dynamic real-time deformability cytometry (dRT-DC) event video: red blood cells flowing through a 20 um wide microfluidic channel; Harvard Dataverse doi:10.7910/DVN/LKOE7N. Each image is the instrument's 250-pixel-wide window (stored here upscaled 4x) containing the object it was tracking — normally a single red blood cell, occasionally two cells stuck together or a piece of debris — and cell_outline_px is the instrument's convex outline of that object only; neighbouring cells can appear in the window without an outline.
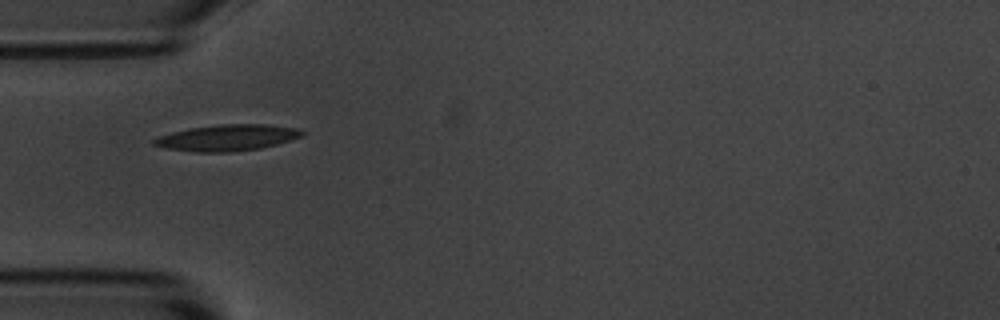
{"species": "common noctule bat (a hibernating species)", "species_latin": "Nyctalus noctula", "temperature_condition": "room temperature", "stored_images_in_passage": 4, "camera_frame_rate_fps": 3000, "um_per_image_px": 0.085, "animal": {"sex": "male", "body_mass_g": 20.1, "forearm_length_mm": 53.5}, "frame": {"image": 1, "passage_image": 1, "time_ms": 0.0, "image_size_px": [1000, 320], "cell_outline_px": [[304, 136], [276, 144], [260, 148], [232, 152], [196, 152], [164, 148], [152, 144], [152, 140], [156, 136], [188, 128], [220, 124], [268, 124], [300, 128], [304, 132]], "centroid_in_image_um": [19.31, 11.7], "position_along_channel_um": 65.7, "area_um2": 22.89}}
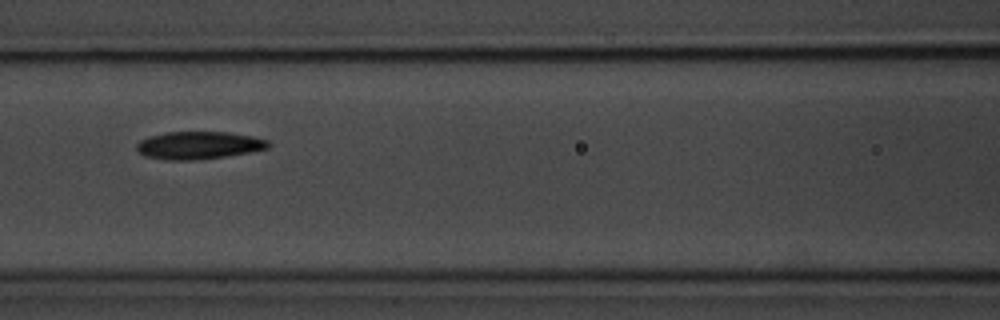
{"frame": {"image": 2, "passage_image": 3, "time_ms": 2.333, "image_size_px": [1000, 320], "cell_outline_px": [[272, 144], [268, 148], [252, 152], [196, 160], [164, 160], [144, 156], [136, 148], [136, 144], [140, 140], [148, 136], [168, 132], [228, 132], [252, 136], [268, 140]], "centroid_in_image_um": [16.89, 12.35], "position_along_channel_um": 149.7, "area_um2": 21.33}}
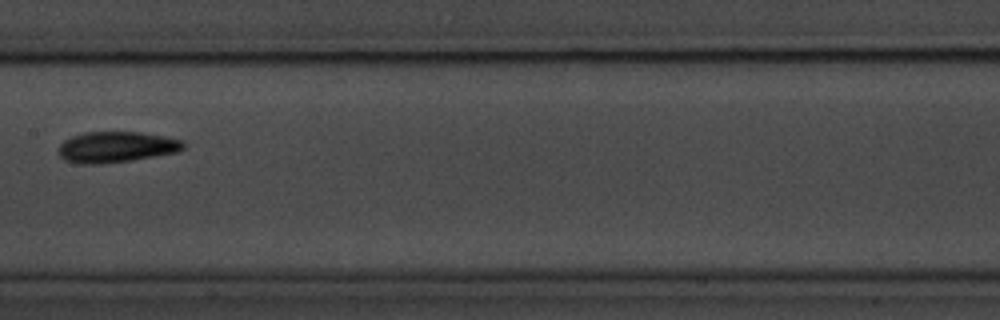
{"frame": {"image": 3, "passage_image": 4, "time_ms": 3.667, "image_size_px": [1000, 320], "cell_outline_px": [[184, 148], [176, 152], [132, 160], [100, 164], [80, 164], [64, 160], [60, 156], [60, 144], [64, 140], [72, 136], [84, 132], [140, 132], [164, 136], [180, 140], [184, 144]], "centroid_in_image_um": [9.86, 12.5], "position_along_channel_um": 197.5, "area_um2": 22.31}}